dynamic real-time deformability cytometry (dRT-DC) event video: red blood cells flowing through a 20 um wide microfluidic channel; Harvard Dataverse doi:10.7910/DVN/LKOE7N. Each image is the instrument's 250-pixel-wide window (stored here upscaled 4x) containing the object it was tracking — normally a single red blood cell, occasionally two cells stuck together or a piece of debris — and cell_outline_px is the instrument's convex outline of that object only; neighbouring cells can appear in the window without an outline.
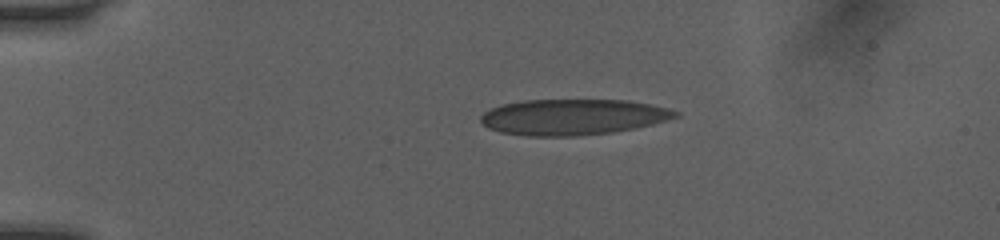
{"species": "human", "species_latin": "Homo sapiens", "temperature_condition": "room temperature", "stored_images_in_passage": 40, "camera_frame_rate_fps": 3000, "um_per_image_px": 0.085, "donor": {"sex": "female"}, "frame": {"image": 1, "passage_image": 1, "time_ms": 0.0, "image_size_px": [1000, 240], "cell_outline_px": [[680, 116], [652, 124], [636, 128], [612, 132], [576, 136], [528, 136], [500, 132], [488, 128], [480, 120], [480, 116], [484, 112], [500, 104], [524, 100], [628, 100], [668, 108], [680, 112]], "centroid_in_image_um": [48.69, 9.94], "position_along_channel_um": 36.3, "area_um2": 40.75}}
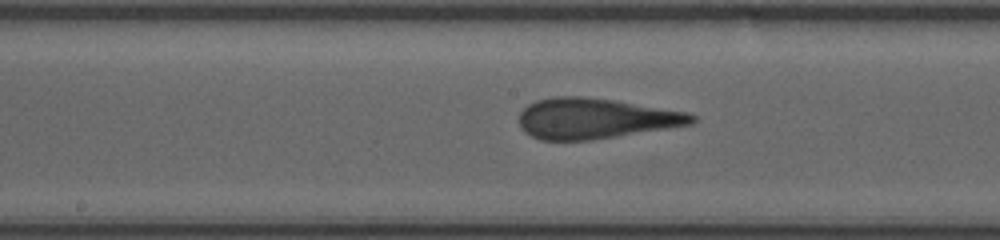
{"frame": {"image": 2, "passage_image": 17, "time_ms": 5.333, "image_size_px": [1000, 240], "cell_outline_px": [[696, 120], [692, 124], [668, 128], [592, 140], [540, 140], [524, 132], [520, 128], [520, 112], [528, 104], [536, 100], [552, 96], [580, 96], [612, 100], [684, 112], [696, 116]], "centroid_in_image_um": [50.54, 10.07], "position_along_channel_um": 197.7, "area_um2": 40.46}}
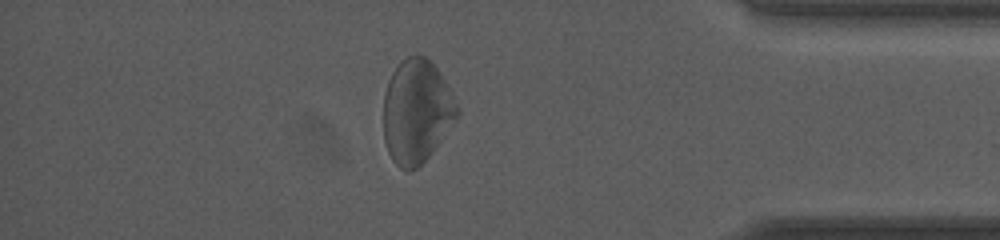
{"frame": {"image": 3, "passage_image": 34, "time_ms": 11.0, "image_size_px": [1000, 240], "cell_outline_px": [[460, 112], [432, 152], [416, 168], [408, 172], [400, 168], [392, 160], [388, 152], [384, 140], [384, 92], [388, 80], [392, 72], [400, 60], [416, 52], [424, 56], [436, 68], [452, 92], [460, 108]], "centroid_in_image_um": [35.39, 9.45], "position_along_channel_um": 399.8, "area_um2": 44.56}, "authors_computed_cell_mechanics": {"area_um2": 41.327, "velocity_mm_per_s": 4.0431, "shape_relaxation_time_tau1_ms": 8.2356, "shape_relaxation_time_tau2_ms": 0.9056, "deformation_change_tau1": 0.2189, "deformation_change_tau2": 0.0725}}